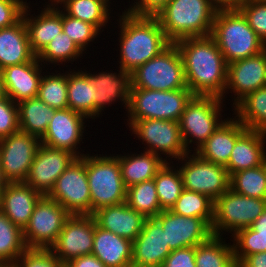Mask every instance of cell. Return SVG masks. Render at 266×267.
Returning <instances> with one entry per match:
<instances>
[{
  "instance_id": "obj_1",
  "label": "cell",
  "mask_w": 266,
  "mask_h": 267,
  "mask_svg": "<svg viewBox=\"0 0 266 267\" xmlns=\"http://www.w3.org/2000/svg\"><path fill=\"white\" fill-rule=\"evenodd\" d=\"M182 56L187 87L194 95H224L228 64L211 36L175 42Z\"/></svg>"
},
{
  "instance_id": "obj_2",
  "label": "cell",
  "mask_w": 266,
  "mask_h": 267,
  "mask_svg": "<svg viewBox=\"0 0 266 267\" xmlns=\"http://www.w3.org/2000/svg\"><path fill=\"white\" fill-rule=\"evenodd\" d=\"M119 20V68L132 73L159 55L171 42L155 16H138L125 11Z\"/></svg>"
},
{
  "instance_id": "obj_3",
  "label": "cell",
  "mask_w": 266,
  "mask_h": 267,
  "mask_svg": "<svg viewBox=\"0 0 266 267\" xmlns=\"http://www.w3.org/2000/svg\"><path fill=\"white\" fill-rule=\"evenodd\" d=\"M217 9L211 0H170L155 16L171 43L211 35Z\"/></svg>"
},
{
  "instance_id": "obj_4",
  "label": "cell",
  "mask_w": 266,
  "mask_h": 267,
  "mask_svg": "<svg viewBox=\"0 0 266 267\" xmlns=\"http://www.w3.org/2000/svg\"><path fill=\"white\" fill-rule=\"evenodd\" d=\"M227 64L257 55L266 44L249 26L239 9L217 10L210 35Z\"/></svg>"
},
{
  "instance_id": "obj_5",
  "label": "cell",
  "mask_w": 266,
  "mask_h": 267,
  "mask_svg": "<svg viewBox=\"0 0 266 267\" xmlns=\"http://www.w3.org/2000/svg\"><path fill=\"white\" fill-rule=\"evenodd\" d=\"M194 94L189 88L170 91L131 88L127 125L136 120L161 119L179 122Z\"/></svg>"
},
{
  "instance_id": "obj_6",
  "label": "cell",
  "mask_w": 266,
  "mask_h": 267,
  "mask_svg": "<svg viewBox=\"0 0 266 267\" xmlns=\"http://www.w3.org/2000/svg\"><path fill=\"white\" fill-rule=\"evenodd\" d=\"M86 173L91 194V215L100 208L126 202L127 188L116 156L86 153Z\"/></svg>"
},
{
  "instance_id": "obj_7",
  "label": "cell",
  "mask_w": 266,
  "mask_h": 267,
  "mask_svg": "<svg viewBox=\"0 0 266 267\" xmlns=\"http://www.w3.org/2000/svg\"><path fill=\"white\" fill-rule=\"evenodd\" d=\"M131 88L170 91L188 88L182 56L175 43L131 73Z\"/></svg>"
},
{
  "instance_id": "obj_8",
  "label": "cell",
  "mask_w": 266,
  "mask_h": 267,
  "mask_svg": "<svg viewBox=\"0 0 266 267\" xmlns=\"http://www.w3.org/2000/svg\"><path fill=\"white\" fill-rule=\"evenodd\" d=\"M223 100L216 96L194 95L179 120L180 132L188 153L196 152L224 121ZM221 117V118H220ZM195 144L190 150V144Z\"/></svg>"
},
{
  "instance_id": "obj_9",
  "label": "cell",
  "mask_w": 266,
  "mask_h": 267,
  "mask_svg": "<svg viewBox=\"0 0 266 267\" xmlns=\"http://www.w3.org/2000/svg\"><path fill=\"white\" fill-rule=\"evenodd\" d=\"M265 209L266 199L243 196L229 188L214 202L213 234L222 236L225 231L224 234L234 235L240 229L251 227Z\"/></svg>"
},
{
  "instance_id": "obj_10",
  "label": "cell",
  "mask_w": 266,
  "mask_h": 267,
  "mask_svg": "<svg viewBox=\"0 0 266 267\" xmlns=\"http://www.w3.org/2000/svg\"><path fill=\"white\" fill-rule=\"evenodd\" d=\"M129 128L135 134L134 137H138L146 145L145 151L160 157L161 154L165 155L166 162H171L172 158L177 161L188 154L177 121L141 119L136 120Z\"/></svg>"
},
{
  "instance_id": "obj_11",
  "label": "cell",
  "mask_w": 266,
  "mask_h": 267,
  "mask_svg": "<svg viewBox=\"0 0 266 267\" xmlns=\"http://www.w3.org/2000/svg\"><path fill=\"white\" fill-rule=\"evenodd\" d=\"M191 153L177 160L182 162V166L177 167L182 176L183 187L186 190L204 194L215 202L229 189L230 177L227 169L222 165L204 160L195 152Z\"/></svg>"
},
{
  "instance_id": "obj_12",
  "label": "cell",
  "mask_w": 266,
  "mask_h": 267,
  "mask_svg": "<svg viewBox=\"0 0 266 267\" xmlns=\"http://www.w3.org/2000/svg\"><path fill=\"white\" fill-rule=\"evenodd\" d=\"M49 198L71 215H91V194L86 173V154L77 157L57 178Z\"/></svg>"
},
{
  "instance_id": "obj_13",
  "label": "cell",
  "mask_w": 266,
  "mask_h": 267,
  "mask_svg": "<svg viewBox=\"0 0 266 267\" xmlns=\"http://www.w3.org/2000/svg\"><path fill=\"white\" fill-rule=\"evenodd\" d=\"M70 216L57 201L47 195L42 196L23 230L26 247L49 249L56 242Z\"/></svg>"
},
{
  "instance_id": "obj_14",
  "label": "cell",
  "mask_w": 266,
  "mask_h": 267,
  "mask_svg": "<svg viewBox=\"0 0 266 267\" xmlns=\"http://www.w3.org/2000/svg\"><path fill=\"white\" fill-rule=\"evenodd\" d=\"M41 140L21 130L0 140V166L9 183L24 182Z\"/></svg>"
},
{
  "instance_id": "obj_15",
  "label": "cell",
  "mask_w": 266,
  "mask_h": 267,
  "mask_svg": "<svg viewBox=\"0 0 266 267\" xmlns=\"http://www.w3.org/2000/svg\"><path fill=\"white\" fill-rule=\"evenodd\" d=\"M94 233L93 215H71L66 220L56 242L49 249L65 265L76 257L92 253Z\"/></svg>"
},
{
  "instance_id": "obj_16",
  "label": "cell",
  "mask_w": 266,
  "mask_h": 267,
  "mask_svg": "<svg viewBox=\"0 0 266 267\" xmlns=\"http://www.w3.org/2000/svg\"><path fill=\"white\" fill-rule=\"evenodd\" d=\"M76 158L77 156L68 150L52 148L41 143L24 183L43 196L48 195L57 178Z\"/></svg>"
},
{
  "instance_id": "obj_17",
  "label": "cell",
  "mask_w": 266,
  "mask_h": 267,
  "mask_svg": "<svg viewBox=\"0 0 266 267\" xmlns=\"http://www.w3.org/2000/svg\"><path fill=\"white\" fill-rule=\"evenodd\" d=\"M155 218L161 223L171 250L197 246L214 235L212 226L202 218L185 217L170 210L161 211Z\"/></svg>"
},
{
  "instance_id": "obj_18",
  "label": "cell",
  "mask_w": 266,
  "mask_h": 267,
  "mask_svg": "<svg viewBox=\"0 0 266 267\" xmlns=\"http://www.w3.org/2000/svg\"><path fill=\"white\" fill-rule=\"evenodd\" d=\"M265 86L266 49L257 55L228 64L227 85L221 99L225 101L226 94L233 91V108L248 94Z\"/></svg>"
},
{
  "instance_id": "obj_19",
  "label": "cell",
  "mask_w": 266,
  "mask_h": 267,
  "mask_svg": "<svg viewBox=\"0 0 266 267\" xmlns=\"http://www.w3.org/2000/svg\"><path fill=\"white\" fill-rule=\"evenodd\" d=\"M86 119L88 118L70 108L55 110L45 134L40 139L41 143L52 148L68 150L77 157L84 156L85 154L79 150V144L84 139L82 137L87 126Z\"/></svg>"
},
{
  "instance_id": "obj_20",
  "label": "cell",
  "mask_w": 266,
  "mask_h": 267,
  "mask_svg": "<svg viewBox=\"0 0 266 267\" xmlns=\"http://www.w3.org/2000/svg\"><path fill=\"white\" fill-rule=\"evenodd\" d=\"M171 252L161 223L155 217L146 218L133 241L132 267H161Z\"/></svg>"
},
{
  "instance_id": "obj_21",
  "label": "cell",
  "mask_w": 266,
  "mask_h": 267,
  "mask_svg": "<svg viewBox=\"0 0 266 267\" xmlns=\"http://www.w3.org/2000/svg\"><path fill=\"white\" fill-rule=\"evenodd\" d=\"M42 66L35 56L30 62L10 65L1 70L5 94L13 102L35 98L44 73Z\"/></svg>"
},
{
  "instance_id": "obj_22",
  "label": "cell",
  "mask_w": 266,
  "mask_h": 267,
  "mask_svg": "<svg viewBox=\"0 0 266 267\" xmlns=\"http://www.w3.org/2000/svg\"><path fill=\"white\" fill-rule=\"evenodd\" d=\"M118 73L111 71L85 72L93 80L96 86V97H95V117L102 115V111L111 105L112 103L120 100L122 105L125 106V111L128 112L129 99L131 93V73L125 72L121 68L117 70Z\"/></svg>"
},
{
  "instance_id": "obj_23",
  "label": "cell",
  "mask_w": 266,
  "mask_h": 267,
  "mask_svg": "<svg viewBox=\"0 0 266 267\" xmlns=\"http://www.w3.org/2000/svg\"><path fill=\"white\" fill-rule=\"evenodd\" d=\"M28 4L24 8L22 18L27 28L31 51L37 57L57 34L63 32L62 9L60 6L45 4L40 14L30 15L31 10Z\"/></svg>"
},
{
  "instance_id": "obj_24",
  "label": "cell",
  "mask_w": 266,
  "mask_h": 267,
  "mask_svg": "<svg viewBox=\"0 0 266 267\" xmlns=\"http://www.w3.org/2000/svg\"><path fill=\"white\" fill-rule=\"evenodd\" d=\"M43 195L24 182L8 183L0 195V210L22 230Z\"/></svg>"
},
{
  "instance_id": "obj_25",
  "label": "cell",
  "mask_w": 266,
  "mask_h": 267,
  "mask_svg": "<svg viewBox=\"0 0 266 267\" xmlns=\"http://www.w3.org/2000/svg\"><path fill=\"white\" fill-rule=\"evenodd\" d=\"M93 216L99 227L132 242L142 231L146 220L142 213L130 208L126 202L100 208L93 213Z\"/></svg>"
},
{
  "instance_id": "obj_26",
  "label": "cell",
  "mask_w": 266,
  "mask_h": 267,
  "mask_svg": "<svg viewBox=\"0 0 266 267\" xmlns=\"http://www.w3.org/2000/svg\"><path fill=\"white\" fill-rule=\"evenodd\" d=\"M246 130L247 128L235 116L227 118L195 153L204 160L225 167L236 140Z\"/></svg>"
},
{
  "instance_id": "obj_27",
  "label": "cell",
  "mask_w": 266,
  "mask_h": 267,
  "mask_svg": "<svg viewBox=\"0 0 266 267\" xmlns=\"http://www.w3.org/2000/svg\"><path fill=\"white\" fill-rule=\"evenodd\" d=\"M266 133L247 129L237 140L225 166L229 177L239 171L263 164L266 158Z\"/></svg>"
},
{
  "instance_id": "obj_28",
  "label": "cell",
  "mask_w": 266,
  "mask_h": 267,
  "mask_svg": "<svg viewBox=\"0 0 266 267\" xmlns=\"http://www.w3.org/2000/svg\"><path fill=\"white\" fill-rule=\"evenodd\" d=\"M133 242L99 227L95 221L92 253L106 267H132Z\"/></svg>"
},
{
  "instance_id": "obj_29",
  "label": "cell",
  "mask_w": 266,
  "mask_h": 267,
  "mask_svg": "<svg viewBox=\"0 0 266 267\" xmlns=\"http://www.w3.org/2000/svg\"><path fill=\"white\" fill-rule=\"evenodd\" d=\"M34 57L23 18L10 27L0 29V70L30 62Z\"/></svg>"
},
{
  "instance_id": "obj_30",
  "label": "cell",
  "mask_w": 266,
  "mask_h": 267,
  "mask_svg": "<svg viewBox=\"0 0 266 267\" xmlns=\"http://www.w3.org/2000/svg\"><path fill=\"white\" fill-rule=\"evenodd\" d=\"M121 168V176L126 188L152 180L157 172L164 166L166 161L154 153L143 151L140 154L134 153L117 155Z\"/></svg>"
},
{
  "instance_id": "obj_31",
  "label": "cell",
  "mask_w": 266,
  "mask_h": 267,
  "mask_svg": "<svg viewBox=\"0 0 266 267\" xmlns=\"http://www.w3.org/2000/svg\"><path fill=\"white\" fill-rule=\"evenodd\" d=\"M68 70V108L85 117L95 118L96 86L83 70Z\"/></svg>"
},
{
  "instance_id": "obj_32",
  "label": "cell",
  "mask_w": 266,
  "mask_h": 267,
  "mask_svg": "<svg viewBox=\"0 0 266 267\" xmlns=\"http://www.w3.org/2000/svg\"><path fill=\"white\" fill-rule=\"evenodd\" d=\"M20 130L42 138L56 109L51 108L38 97L17 103Z\"/></svg>"
},
{
  "instance_id": "obj_33",
  "label": "cell",
  "mask_w": 266,
  "mask_h": 267,
  "mask_svg": "<svg viewBox=\"0 0 266 267\" xmlns=\"http://www.w3.org/2000/svg\"><path fill=\"white\" fill-rule=\"evenodd\" d=\"M237 265L251 254L266 252V209L251 227L231 235Z\"/></svg>"
},
{
  "instance_id": "obj_34",
  "label": "cell",
  "mask_w": 266,
  "mask_h": 267,
  "mask_svg": "<svg viewBox=\"0 0 266 267\" xmlns=\"http://www.w3.org/2000/svg\"><path fill=\"white\" fill-rule=\"evenodd\" d=\"M110 0H64L60 8L70 17L94 25L100 32L110 21ZM63 8H62V7Z\"/></svg>"
},
{
  "instance_id": "obj_35",
  "label": "cell",
  "mask_w": 266,
  "mask_h": 267,
  "mask_svg": "<svg viewBox=\"0 0 266 267\" xmlns=\"http://www.w3.org/2000/svg\"><path fill=\"white\" fill-rule=\"evenodd\" d=\"M224 239L213 235L195 246L196 267H237L233 245Z\"/></svg>"
},
{
  "instance_id": "obj_36",
  "label": "cell",
  "mask_w": 266,
  "mask_h": 267,
  "mask_svg": "<svg viewBox=\"0 0 266 267\" xmlns=\"http://www.w3.org/2000/svg\"><path fill=\"white\" fill-rule=\"evenodd\" d=\"M233 110L247 129L266 133V86L248 94Z\"/></svg>"
},
{
  "instance_id": "obj_37",
  "label": "cell",
  "mask_w": 266,
  "mask_h": 267,
  "mask_svg": "<svg viewBox=\"0 0 266 267\" xmlns=\"http://www.w3.org/2000/svg\"><path fill=\"white\" fill-rule=\"evenodd\" d=\"M171 163L166 162L153 178L162 210H170L184 189L180 170Z\"/></svg>"
},
{
  "instance_id": "obj_38",
  "label": "cell",
  "mask_w": 266,
  "mask_h": 267,
  "mask_svg": "<svg viewBox=\"0 0 266 267\" xmlns=\"http://www.w3.org/2000/svg\"><path fill=\"white\" fill-rule=\"evenodd\" d=\"M229 188L243 196L266 199L265 159L260 166L232 174Z\"/></svg>"
},
{
  "instance_id": "obj_39",
  "label": "cell",
  "mask_w": 266,
  "mask_h": 267,
  "mask_svg": "<svg viewBox=\"0 0 266 267\" xmlns=\"http://www.w3.org/2000/svg\"><path fill=\"white\" fill-rule=\"evenodd\" d=\"M126 203L146 218L156 217L161 211L154 179L127 188Z\"/></svg>"
},
{
  "instance_id": "obj_40",
  "label": "cell",
  "mask_w": 266,
  "mask_h": 267,
  "mask_svg": "<svg viewBox=\"0 0 266 267\" xmlns=\"http://www.w3.org/2000/svg\"><path fill=\"white\" fill-rule=\"evenodd\" d=\"M174 214L205 219L211 226L214 220V201L208 196L183 189L180 197L170 208Z\"/></svg>"
},
{
  "instance_id": "obj_41",
  "label": "cell",
  "mask_w": 266,
  "mask_h": 267,
  "mask_svg": "<svg viewBox=\"0 0 266 267\" xmlns=\"http://www.w3.org/2000/svg\"><path fill=\"white\" fill-rule=\"evenodd\" d=\"M27 249L23 230L0 210V261L13 265Z\"/></svg>"
},
{
  "instance_id": "obj_42",
  "label": "cell",
  "mask_w": 266,
  "mask_h": 267,
  "mask_svg": "<svg viewBox=\"0 0 266 267\" xmlns=\"http://www.w3.org/2000/svg\"><path fill=\"white\" fill-rule=\"evenodd\" d=\"M44 72L38 90L37 97L54 109L68 108V72L58 73ZM45 73H49L48 75Z\"/></svg>"
},
{
  "instance_id": "obj_43",
  "label": "cell",
  "mask_w": 266,
  "mask_h": 267,
  "mask_svg": "<svg viewBox=\"0 0 266 267\" xmlns=\"http://www.w3.org/2000/svg\"><path fill=\"white\" fill-rule=\"evenodd\" d=\"M83 52L72 39L65 34L64 32L57 34L55 38H53L44 50L37 56V59L42 64L45 65L55 64L59 65L65 63L72 62L79 57L82 58ZM61 62V63H60ZM49 63V64H48Z\"/></svg>"
},
{
  "instance_id": "obj_44",
  "label": "cell",
  "mask_w": 266,
  "mask_h": 267,
  "mask_svg": "<svg viewBox=\"0 0 266 267\" xmlns=\"http://www.w3.org/2000/svg\"><path fill=\"white\" fill-rule=\"evenodd\" d=\"M63 32L84 52L101 33L94 25L80 19L70 17L62 10Z\"/></svg>"
},
{
  "instance_id": "obj_45",
  "label": "cell",
  "mask_w": 266,
  "mask_h": 267,
  "mask_svg": "<svg viewBox=\"0 0 266 267\" xmlns=\"http://www.w3.org/2000/svg\"><path fill=\"white\" fill-rule=\"evenodd\" d=\"M239 10L247 19L249 26L266 44V1L245 0Z\"/></svg>"
},
{
  "instance_id": "obj_46",
  "label": "cell",
  "mask_w": 266,
  "mask_h": 267,
  "mask_svg": "<svg viewBox=\"0 0 266 267\" xmlns=\"http://www.w3.org/2000/svg\"><path fill=\"white\" fill-rule=\"evenodd\" d=\"M13 267H65L50 249L28 248Z\"/></svg>"
},
{
  "instance_id": "obj_47",
  "label": "cell",
  "mask_w": 266,
  "mask_h": 267,
  "mask_svg": "<svg viewBox=\"0 0 266 267\" xmlns=\"http://www.w3.org/2000/svg\"><path fill=\"white\" fill-rule=\"evenodd\" d=\"M19 130L17 103L5 96L0 99V140Z\"/></svg>"
},
{
  "instance_id": "obj_48",
  "label": "cell",
  "mask_w": 266,
  "mask_h": 267,
  "mask_svg": "<svg viewBox=\"0 0 266 267\" xmlns=\"http://www.w3.org/2000/svg\"><path fill=\"white\" fill-rule=\"evenodd\" d=\"M27 1L0 0V29L17 23L23 15Z\"/></svg>"
},
{
  "instance_id": "obj_49",
  "label": "cell",
  "mask_w": 266,
  "mask_h": 267,
  "mask_svg": "<svg viewBox=\"0 0 266 267\" xmlns=\"http://www.w3.org/2000/svg\"><path fill=\"white\" fill-rule=\"evenodd\" d=\"M161 267H196L195 246L172 250Z\"/></svg>"
},
{
  "instance_id": "obj_50",
  "label": "cell",
  "mask_w": 266,
  "mask_h": 267,
  "mask_svg": "<svg viewBox=\"0 0 266 267\" xmlns=\"http://www.w3.org/2000/svg\"><path fill=\"white\" fill-rule=\"evenodd\" d=\"M136 1V2H135ZM125 11L138 16H156L170 0H135Z\"/></svg>"
},
{
  "instance_id": "obj_51",
  "label": "cell",
  "mask_w": 266,
  "mask_h": 267,
  "mask_svg": "<svg viewBox=\"0 0 266 267\" xmlns=\"http://www.w3.org/2000/svg\"><path fill=\"white\" fill-rule=\"evenodd\" d=\"M65 267H106L93 254L76 257L65 264Z\"/></svg>"
},
{
  "instance_id": "obj_52",
  "label": "cell",
  "mask_w": 266,
  "mask_h": 267,
  "mask_svg": "<svg viewBox=\"0 0 266 267\" xmlns=\"http://www.w3.org/2000/svg\"><path fill=\"white\" fill-rule=\"evenodd\" d=\"M237 267H266V252L246 256Z\"/></svg>"
},
{
  "instance_id": "obj_53",
  "label": "cell",
  "mask_w": 266,
  "mask_h": 267,
  "mask_svg": "<svg viewBox=\"0 0 266 267\" xmlns=\"http://www.w3.org/2000/svg\"><path fill=\"white\" fill-rule=\"evenodd\" d=\"M245 0H211L217 10L239 9Z\"/></svg>"
},
{
  "instance_id": "obj_54",
  "label": "cell",
  "mask_w": 266,
  "mask_h": 267,
  "mask_svg": "<svg viewBox=\"0 0 266 267\" xmlns=\"http://www.w3.org/2000/svg\"><path fill=\"white\" fill-rule=\"evenodd\" d=\"M9 182L5 179L4 175H3V171L2 168L0 166V195L3 192V190L5 189V187L7 186Z\"/></svg>"
},
{
  "instance_id": "obj_55",
  "label": "cell",
  "mask_w": 266,
  "mask_h": 267,
  "mask_svg": "<svg viewBox=\"0 0 266 267\" xmlns=\"http://www.w3.org/2000/svg\"><path fill=\"white\" fill-rule=\"evenodd\" d=\"M5 96L6 94H5L4 85H3L2 73L0 70V99L4 98Z\"/></svg>"
},
{
  "instance_id": "obj_56",
  "label": "cell",
  "mask_w": 266,
  "mask_h": 267,
  "mask_svg": "<svg viewBox=\"0 0 266 267\" xmlns=\"http://www.w3.org/2000/svg\"><path fill=\"white\" fill-rule=\"evenodd\" d=\"M50 3L47 4V6H59L64 0H49Z\"/></svg>"
},
{
  "instance_id": "obj_57",
  "label": "cell",
  "mask_w": 266,
  "mask_h": 267,
  "mask_svg": "<svg viewBox=\"0 0 266 267\" xmlns=\"http://www.w3.org/2000/svg\"><path fill=\"white\" fill-rule=\"evenodd\" d=\"M0 267H13V265L7 262L0 261Z\"/></svg>"
}]
</instances>
